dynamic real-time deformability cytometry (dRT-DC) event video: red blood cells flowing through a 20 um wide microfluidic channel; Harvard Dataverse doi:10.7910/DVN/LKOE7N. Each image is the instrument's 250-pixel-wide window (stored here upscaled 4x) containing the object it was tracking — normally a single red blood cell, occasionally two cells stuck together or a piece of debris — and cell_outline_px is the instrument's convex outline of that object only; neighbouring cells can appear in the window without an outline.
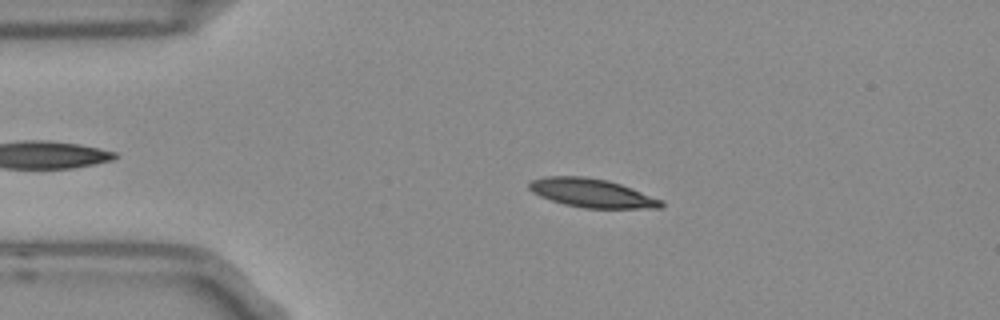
{"species": "Egyptian fruit bat (a non-hibernating species)", "species_latin": "Rousettus aegyptiacus", "temperature_condition": "room temperature", "stored_images_in_passage": 53, "camera_frame_rate_fps": 3000, "um_per_image_px": 0.085, "frame": {"image": 1, "passage_image": 10, "time_ms": 3.0, "image_size_px": [1000, 320], "cell_outline_px": [[664, 204], [660, 208], [584, 208], [564, 204], [540, 196], [532, 192], [528, 188], [528, 184], [532, 180], [544, 176], [584, 176], [608, 180], [632, 188], [660, 200]], "centroid_in_image_um": [50.26, 16.4], "position_along_channel_um": 34.7, "area_um2": 21.91}}
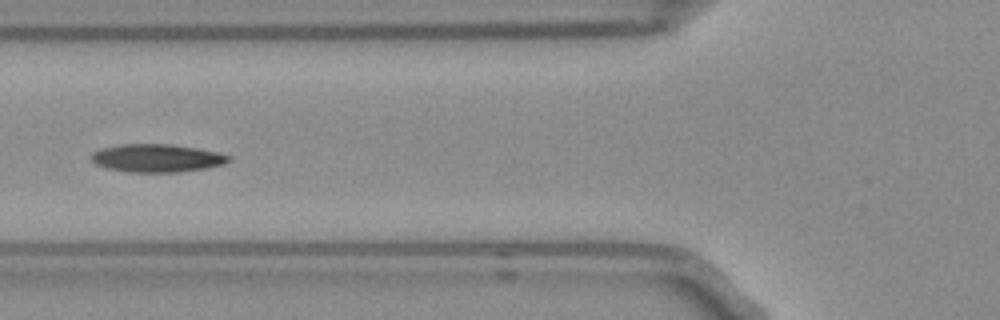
{"frame": {"image": 2, "passage_image": 19, "time_ms": 6.0, "image_size_px": [1000, 320], "cell_outline_px": [[232, 156], [228, 160], [220, 164], [204, 168], [180, 172], [128, 172], [104, 168], [96, 164], [92, 160], [92, 152], [100, 148], [120, 144], [172, 144], [196, 148], [216, 152]], "centroid_in_image_um": [13.26, 13.43], "position_along_channel_um": 112.5, "area_um2": 22.31}}
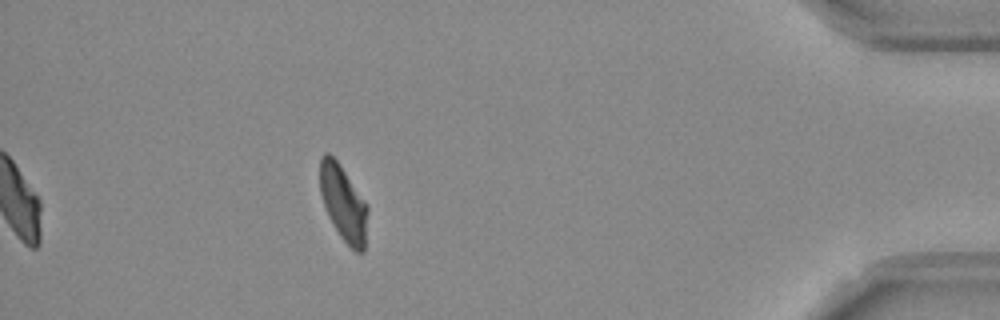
{"frame": {"image": 3, "passage_image": 47, "time_ms": 15.333, "image_size_px": [1000, 320], "cell_outline_px": [[368, 208], [364, 252], [356, 252], [340, 236], [332, 224], [328, 216], [320, 192], [320, 156], [324, 152], [328, 152], [340, 164], [368, 204]], "centroid_in_image_um": [29.18, 17.24], "position_along_channel_um": 406.0, "area_um2": 21.1}, "authors_computed_cell_mechanics": {"area_um2": 21.7328, "velocity_mm_per_s": 3.7366, "shape_relaxation_time_tau1_ms": 9.4139, "shape_relaxation_time_tau2_ms": 3.3478, "deformation_change_tau1": 0.204, "deformation_change_tau2": 0.0856}}